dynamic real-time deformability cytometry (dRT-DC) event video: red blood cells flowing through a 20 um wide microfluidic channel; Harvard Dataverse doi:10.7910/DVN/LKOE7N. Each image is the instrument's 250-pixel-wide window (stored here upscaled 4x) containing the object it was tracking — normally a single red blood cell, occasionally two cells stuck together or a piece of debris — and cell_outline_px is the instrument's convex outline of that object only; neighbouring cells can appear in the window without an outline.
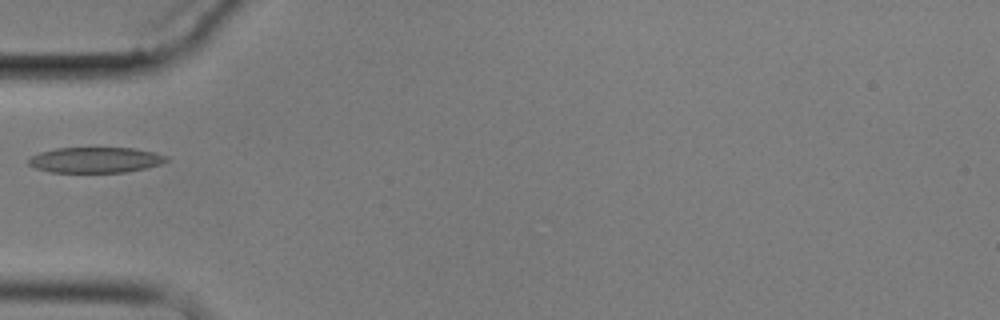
{"species": "common noctule bat (a hibernating species)", "species_latin": "Nyctalus noctula", "temperature_condition": "cold", "stored_images_in_passage": 1, "camera_frame_rate_fps": 3000, "um_per_image_px": 0.085, "animal": {"sex": "male", "body_mass_g": 17.9}, "frame": {"image": 1, "passage_image": 1, "time_ms": 0.0, "image_size_px": [1000, 320], "cell_outline_px": [[168, 160], [160, 164], [148, 168], [124, 172], [48, 172], [36, 168], [28, 164], [28, 160], [32, 156], [40, 152], [56, 148], [136, 148], [168, 156]], "centroid_in_image_um": [8.12, 13.6], "position_along_channel_um": 76.9, "area_um2": 20.52}}